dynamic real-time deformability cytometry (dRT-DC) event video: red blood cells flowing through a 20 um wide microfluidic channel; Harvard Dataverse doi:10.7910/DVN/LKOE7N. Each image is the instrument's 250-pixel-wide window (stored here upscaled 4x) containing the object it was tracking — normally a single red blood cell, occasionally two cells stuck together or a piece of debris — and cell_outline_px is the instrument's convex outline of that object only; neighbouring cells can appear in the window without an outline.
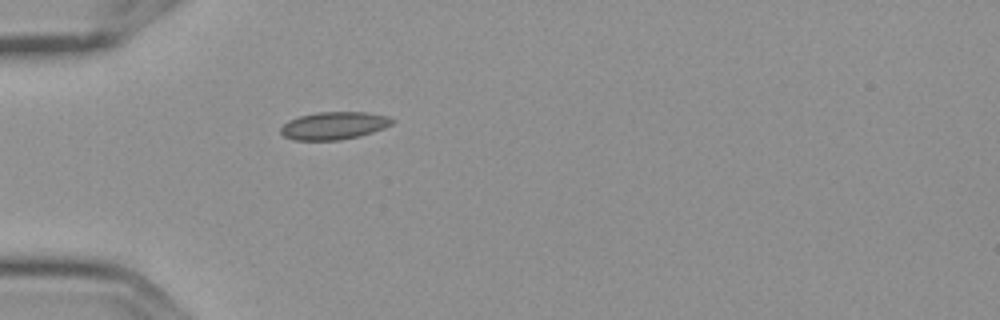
{"species": "Egyptian fruit bat (a non-hibernating species)", "species_latin": "Rousettus aegyptiacus", "temperature_condition": "cold", "stored_images_in_passage": 1, "camera_frame_rate_fps": 3000, "um_per_image_px": 0.085, "frame": {"image": 1, "passage_image": 1, "time_ms": 0.0, "image_size_px": [1000, 320], "cell_outline_px": [[396, 120], [392, 124], [384, 128], [360, 136], [340, 140], [292, 140], [284, 136], [280, 132], [280, 128], [288, 120], [300, 116], [316, 112], [364, 112], [388, 116]], "centroid_in_image_um": [28.38, 10.68], "position_along_channel_um": 56.6, "area_um2": 18.03}}